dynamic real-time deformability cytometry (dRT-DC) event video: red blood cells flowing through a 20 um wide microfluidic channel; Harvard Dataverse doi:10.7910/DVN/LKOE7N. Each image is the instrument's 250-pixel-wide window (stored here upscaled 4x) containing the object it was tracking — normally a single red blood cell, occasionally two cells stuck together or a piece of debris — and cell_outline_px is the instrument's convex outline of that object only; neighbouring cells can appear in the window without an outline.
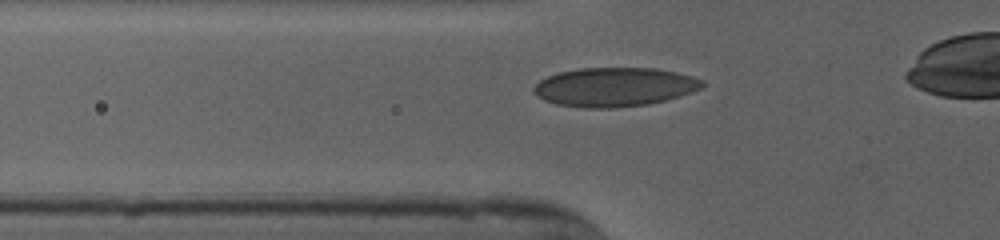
{"species": "human", "species_latin": "Homo sapiens", "temperature_condition": "cold", "stored_images_in_passage": 35, "camera_frame_rate_fps": 3000, "um_per_image_px": 0.085, "donor": {"sex": "female"}, "frame": {"image": 1, "passage_image": 7, "time_ms": 2.0, "image_size_px": [1000, 240], "cell_outline_px": [[704, 84], [700, 88], [692, 92], [680, 96], [648, 104], [612, 108], [584, 108], [556, 104], [544, 100], [532, 88], [540, 80], [556, 72], [580, 68], [656, 68], [676, 72], [692, 76], [704, 80]], "centroid_in_image_um": [52.24, 7.39], "position_along_channel_um": 73.6, "area_um2": 38.26}}
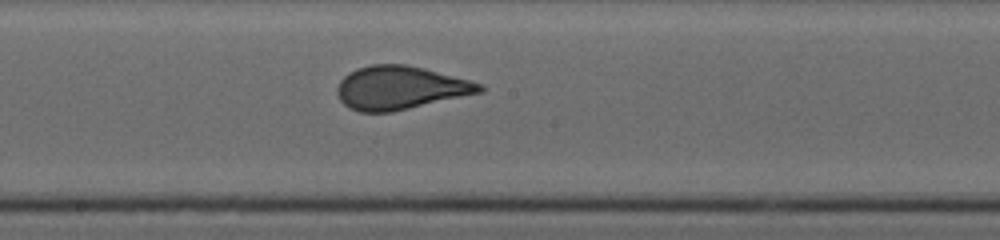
{"frame": {"image": 2, "passage_image": 18, "time_ms": 5.667, "image_size_px": [1000, 240], "cell_outline_px": [[484, 92], [392, 112], [360, 112], [348, 108], [340, 100], [336, 92], [336, 88], [340, 80], [348, 72], [356, 68], [372, 64], [404, 64], [424, 68], [468, 80], [480, 84], [484, 88]], "centroid_in_image_um": [33.98, 7.47], "position_along_channel_um": 214.2, "area_um2": 36.07}}
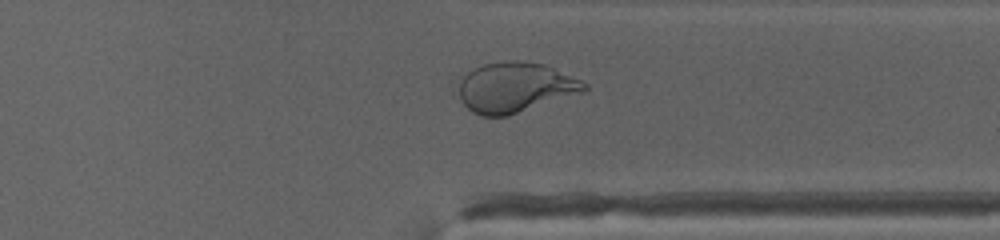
{"frame": {"image": 3, "passage_image": 30, "time_ms": 9.667, "image_size_px": [1000, 240], "cell_outline_px": [[588, 88], [584, 92], [508, 116], [480, 116], [472, 112], [452, 92], [460, 80], [468, 72], [484, 64], [504, 60], [524, 60], [544, 64], [580, 80], [588, 84]], "centroid_in_image_um": [43.73, 7.43], "position_along_channel_um": 367.7, "area_um2": 37.22}, "authors_computed_cell_mechanics": {"area_um2": 36.0672, "velocity_mm_per_s": 3.8376, "shape_relaxation_time_tau1_ms": 5.5632, "shape_relaxation_time_tau2_ms": null, "deformation_change_tau1": 0.188, "deformation_change_tau2": null}}